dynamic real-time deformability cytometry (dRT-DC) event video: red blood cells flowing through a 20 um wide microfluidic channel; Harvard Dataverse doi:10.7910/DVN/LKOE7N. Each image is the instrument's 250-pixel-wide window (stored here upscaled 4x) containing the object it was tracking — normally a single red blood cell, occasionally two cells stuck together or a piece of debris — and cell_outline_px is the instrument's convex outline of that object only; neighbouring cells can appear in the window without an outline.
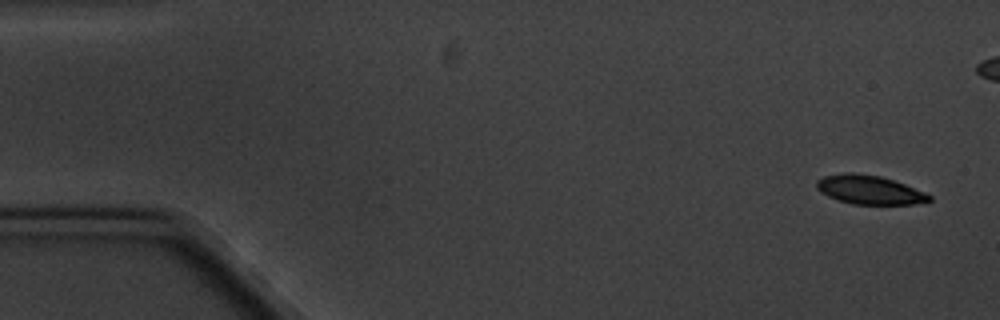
{"species": "common noctule bat (a hibernating species)", "species_latin": "Nyctalus noctula", "temperature_condition": "cold", "stored_images_in_passage": 5, "camera_frame_rate_fps": 3000, "um_per_image_px": 0.085, "animal": {"sex": "male", "body_mass_g": 20.1, "forearm_length_mm": 53.5}, "frame": {"image": 1, "passage_image": 1, "time_ms": 0.0, "image_size_px": [1000, 320], "cell_outline_px": [[932, 200], [912, 204], [852, 204], [828, 196], [820, 192], [816, 188], [816, 180], [824, 176], [844, 172], [852, 172], [880, 176], [904, 184], [924, 192], [932, 196]], "centroid_in_image_um": [73.86, 16.12], "position_along_channel_um": 11.1, "area_um2": 18.84}}